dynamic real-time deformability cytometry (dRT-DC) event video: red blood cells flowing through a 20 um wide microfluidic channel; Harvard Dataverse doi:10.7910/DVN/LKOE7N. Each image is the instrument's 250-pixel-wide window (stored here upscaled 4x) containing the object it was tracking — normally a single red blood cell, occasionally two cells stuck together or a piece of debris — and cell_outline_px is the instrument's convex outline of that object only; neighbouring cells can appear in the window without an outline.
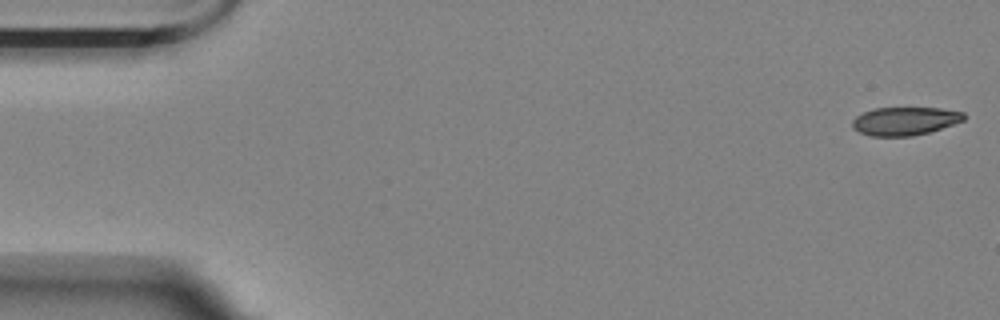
{"species": "Egyptian fruit bat (a non-hibernating species)", "species_latin": "Rousettus aegyptiacus", "temperature_condition": "room temperature", "stored_images_in_passage": 8, "camera_frame_rate_fps": 3000, "um_per_image_px": 0.085, "animal": {"sex": "female"}, "frame": {"image": 1, "passage_image": 1, "time_ms": 0.0, "image_size_px": [1000, 320], "cell_outline_px": [[964, 120], [928, 132], [912, 136], [872, 136], [860, 132], [852, 128], [852, 120], [856, 116], [872, 108], [940, 108], [964, 112]], "centroid_in_image_um": [76.88, 10.28], "position_along_channel_um": 8.1, "area_um2": 18.21}}